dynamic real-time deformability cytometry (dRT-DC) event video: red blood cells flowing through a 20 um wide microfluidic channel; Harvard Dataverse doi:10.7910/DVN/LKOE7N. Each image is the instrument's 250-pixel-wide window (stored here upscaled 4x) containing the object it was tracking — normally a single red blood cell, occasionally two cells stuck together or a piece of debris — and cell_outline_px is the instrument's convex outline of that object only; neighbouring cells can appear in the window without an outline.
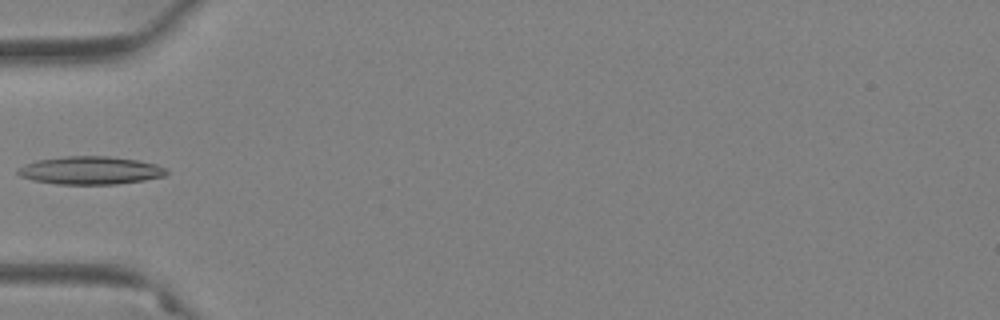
{"species": "Egyptian fruit bat (a non-hibernating species)", "species_latin": "Rousettus aegyptiacus", "temperature_condition": "warm", "stored_images_in_passage": 33, "camera_frame_rate_fps": 3000, "um_per_image_px": 0.085, "animal": {"sex": "female"}, "frame": {"image": 1, "passage_image": 1, "time_ms": 0.0, "image_size_px": [1000, 320], "cell_outline_px": [[168, 172], [164, 176], [144, 180], [116, 184], [56, 184], [32, 180], [20, 176], [16, 172], [24, 164], [36, 160], [64, 156], [108, 156], [136, 160], [156, 164], [168, 168]], "centroid_in_image_um": [7.68, 14.48], "position_along_channel_um": 77.3, "area_um2": 24.28}}
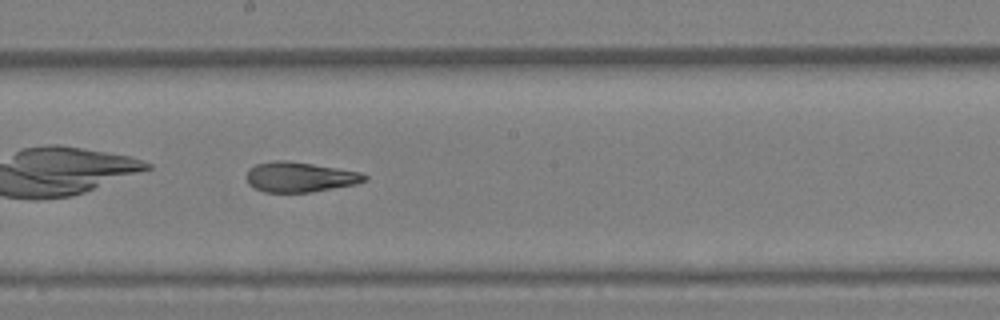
{"frame": {"image": 2, "passage_image": 13, "time_ms": 4.0, "image_size_px": [1000, 320], "cell_outline_px": [[368, 180], [356, 184], [312, 192], [264, 192], [248, 184], [244, 176], [248, 168], [256, 164], [276, 160], [288, 160], [360, 172], [368, 176]], "centroid_in_image_um": [25.45, 15.05], "position_along_channel_um": 222.7, "area_um2": 20.81}}
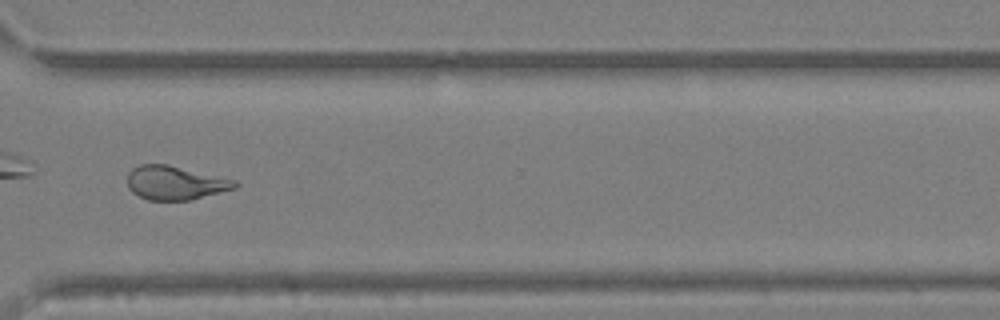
{"frame": {"image": 3, "passage_image": 24, "time_ms": 7.667, "image_size_px": [1000, 320], "cell_outline_px": [[240, 184], [236, 188], [192, 200], [148, 200], [132, 192], [128, 188], [128, 172], [132, 168], [140, 164], [168, 164], [236, 180]], "centroid_in_image_um": [14.91, 15.54], "position_along_channel_um": 355.7, "area_um2": 21.33}}